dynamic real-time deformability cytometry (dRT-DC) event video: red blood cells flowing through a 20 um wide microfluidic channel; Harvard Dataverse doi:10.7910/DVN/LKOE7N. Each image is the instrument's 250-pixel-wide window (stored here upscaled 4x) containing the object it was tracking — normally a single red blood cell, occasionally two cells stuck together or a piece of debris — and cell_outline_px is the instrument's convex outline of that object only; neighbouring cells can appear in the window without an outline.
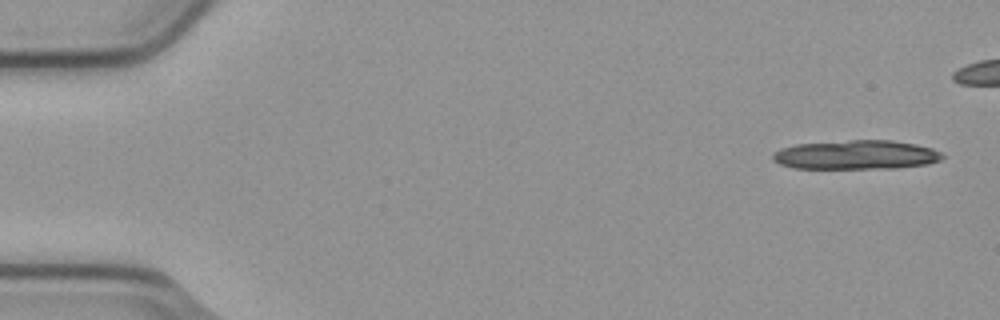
{"species": "common noctule bat (a hibernating species)", "species_latin": "Nyctalus noctula", "temperature_condition": "cold", "stored_images_in_passage": 7, "segment_of_instrument_passage": [1, 2], "camera_frame_rate_fps": 3000, "um_per_image_px": 0.085, "animal": {"sex": "male", "body_mass_g": 23.1, "forearm_length_mm": 52.7}, "frame": {"image": 1, "passage_image": 1, "time_ms": 0.0, "image_size_px": [1000, 320], "cell_outline_px": [[944, 156], [940, 160], [928, 164], [900, 168], [792, 168], [780, 164], [772, 160], [772, 152], [780, 148], [796, 144], [848, 140], [892, 140], [916, 144], [932, 148], [940, 152]], "centroid_in_image_um": [72.75, 13.16], "position_along_channel_um": 12.2, "area_um2": 29.02}}
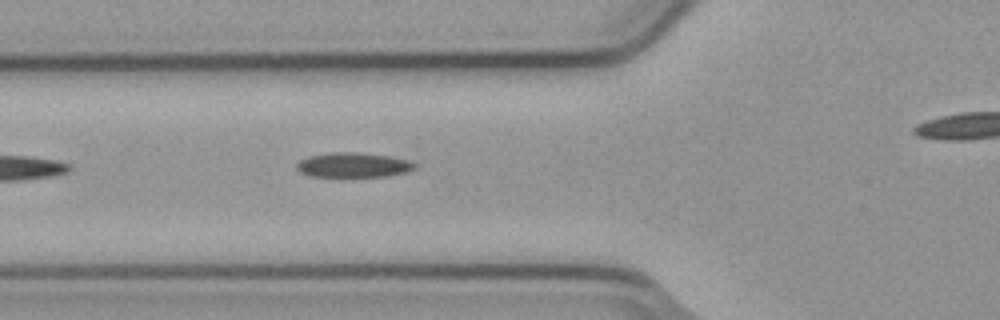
{"frame": {"image": 2, "passage_image": 6, "time_ms": 1.667, "image_size_px": [1000, 320], "cell_outline_px": [[416, 168], [408, 172], [388, 176], [340, 180], [312, 176], [300, 172], [296, 168], [296, 164], [300, 160], [308, 156], [328, 152], [360, 152], [388, 156], [408, 160], [416, 164]], "centroid_in_image_um": [30.0, 14.08], "position_along_channel_um": 95.8, "area_um2": 18.15}}